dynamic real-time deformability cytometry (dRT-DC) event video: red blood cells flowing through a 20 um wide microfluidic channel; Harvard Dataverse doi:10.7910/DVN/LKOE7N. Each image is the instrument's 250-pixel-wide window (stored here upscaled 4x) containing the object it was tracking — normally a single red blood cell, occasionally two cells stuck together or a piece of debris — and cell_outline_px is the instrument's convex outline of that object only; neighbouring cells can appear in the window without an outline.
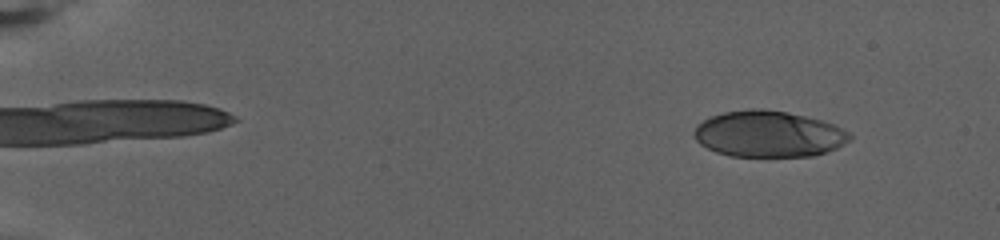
{"species": "human", "species_latin": "Homo sapiens", "temperature_condition": "warm", "stored_images_in_passage": 76, "camera_frame_rate_fps": 3000, "um_per_image_px": 0.085, "donor": {"sex": "female"}, "frame": {"image": 1, "passage_image": 8, "time_ms": 2.333, "image_size_px": [1000, 240], "cell_outline_px": [[852, 140], [836, 148], [812, 156], [732, 156], [716, 152], [700, 144], [696, 140], [692, 132], [696, 124], [712, 116], [724, 112], [748, 108], [764, 108], [788, 112], [820, 120], [832, 124], [848, 132], [852, 136]], "centroid_in_image_um": [65.3, 11.38], "position_along_channel_um": 19.7, "area_um2": 41.96}}
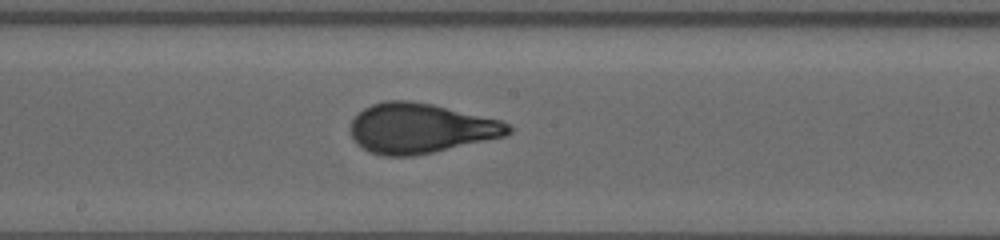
{"frame": {"image": 2, "passage_image": 44, "time_ms": 14.333, "image_size_px": [1000, 240], "cell_outline_px": [[512, 132], [504, 136], [432, 152], [412, 156], [380, 156], [368, 152], [356, 144], [352, 136], [352, 120], [364, 108], [372, 104], [384, 100], [408, 100], [432, 104], [500, 120], [508, 124], [512, 128]], "centroid_in_image_um": [35.71, 10.91], "position_along_channel_um": 212.5, "area_um2": 45.6}}
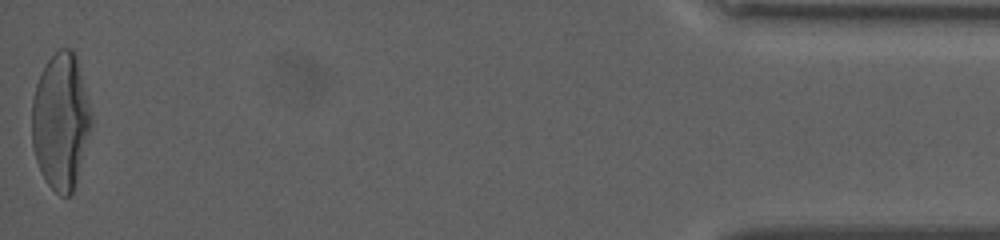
{"frame": {"image": 3, "passage_image": 76, "time_ms": 25.0, "image_size_px": [1000, 240], "cell_outline_px": [[92, 124], [72, 192], [68, 196], [60, 196], [44, 180], [36, 160], [32, 148], [32, 100], [36, 84], [48, 60], [60, 48], [72, 48], [76, 52], [92, 112]], "centroid_in_image_um": [5.16, 10.27], "position_along_channel_um": 430.0, "area_um2": 47.11}, "authors_computed_cell_mechanics": {"area_um2": 44.0436, "velocity_mm_per_s": 2.7881, "shape_relaxation_time_tau1_ms": 8.7742, "shape_relaxation_time_tau2_ms": null, "deformation_change_tau1": 0.2948, "deformation_change_tau2": null}}